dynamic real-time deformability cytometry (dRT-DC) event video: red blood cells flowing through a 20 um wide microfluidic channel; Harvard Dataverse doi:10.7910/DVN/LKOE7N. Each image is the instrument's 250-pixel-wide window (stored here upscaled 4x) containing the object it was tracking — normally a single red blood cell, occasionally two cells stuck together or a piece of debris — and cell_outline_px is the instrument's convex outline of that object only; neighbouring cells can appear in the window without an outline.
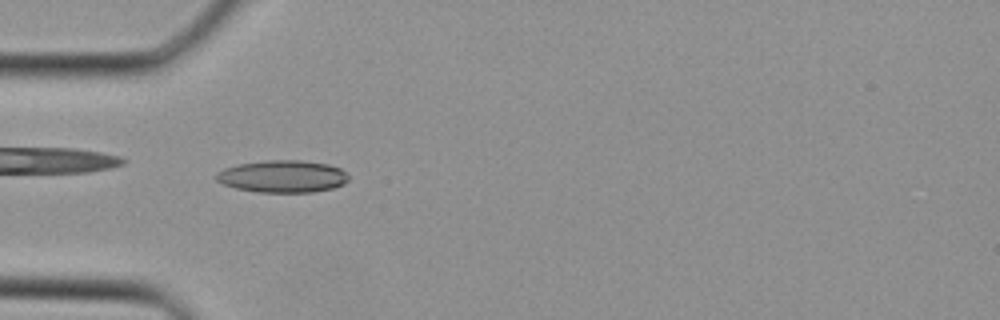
{"species": "Egyptian fruit bat (a non-hibernating species)", "species_latin": "Rousettus aegyptiacus", "temperature_condition": "cold", "stored_images_in_passage": 24, "camera_frame_rate_fps": 3000, "um_per_image_px": 0.085, "animal": {"sex": "female"}, "frame": {"image": 1, "passage_image": 1, "time_ms": 0.0, "image_size_px": [1000, 320], "cell_outline_px": [[348, 180], [344, 184], [332, 188], [312, 192], [256, 192], [236, 188], [224, 184], [216, 180], [216, 172], [224, 168], [240, 164], [268, 160], [300, 160], [328, 164], [340, 168], [348, 176]], "centroid_in_image_um": [24.02, 14.99], "position_along_channel_um": 61.0, "area_um2": 24.74}}
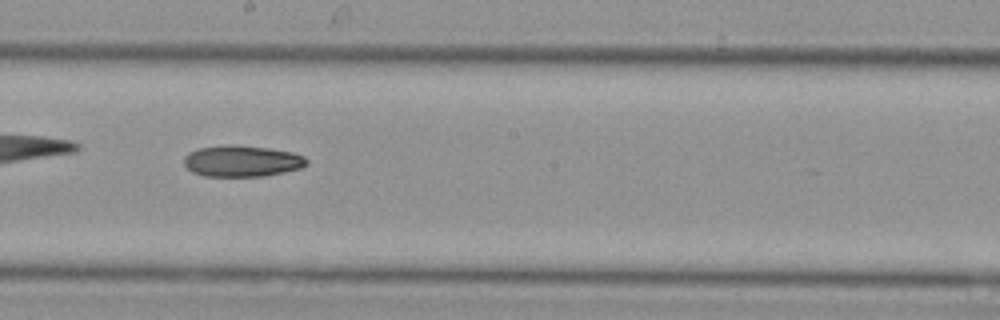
{"frame": {"image": 2, "passage_image": 10, "time_ms": 3.0, "image_size_px": [1000, 320], "cell_outline_px": [[308, 164], [304, 168], [264, 176], [204, 176], [192, 172], [184, 164], [184, 156], [188, 152], [200, 148], [268, 148], [292, 152], [304, 156], [308, 160]], "centroid_in_image_um": [20.63, 13.75], "position_along_channel_um": 227.6, "area_um2": 21.5}}
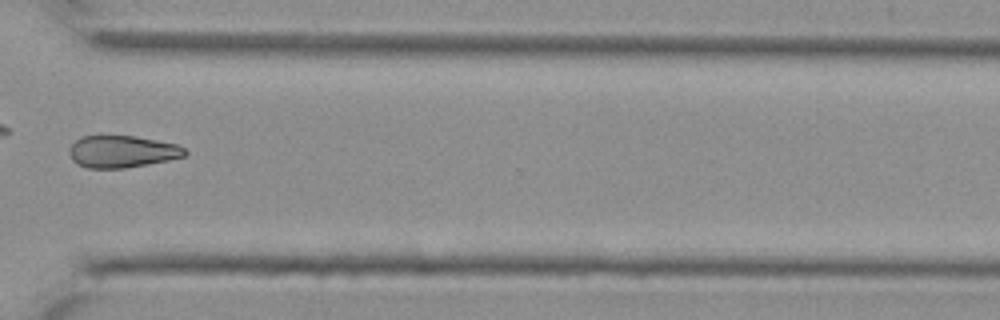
{"frame": {"image": 3, "passage_image": 17, "time_ms": 5.333, "image_size_px": [1000, 320], "cell_outline_px": [[188, 152], [184, 156], [168, 160], [124, 168], [88, 168], [76, 164], [72, 160], [68, 152], [68, 148], [76, 140], [84, 136], [100, 132], [136, 136], [176, 144], [184, 148]], "centroid_in_image_um": [10.3, 12.84], "position_along_channel_um": 360.3, "area_um2": 22.25}}